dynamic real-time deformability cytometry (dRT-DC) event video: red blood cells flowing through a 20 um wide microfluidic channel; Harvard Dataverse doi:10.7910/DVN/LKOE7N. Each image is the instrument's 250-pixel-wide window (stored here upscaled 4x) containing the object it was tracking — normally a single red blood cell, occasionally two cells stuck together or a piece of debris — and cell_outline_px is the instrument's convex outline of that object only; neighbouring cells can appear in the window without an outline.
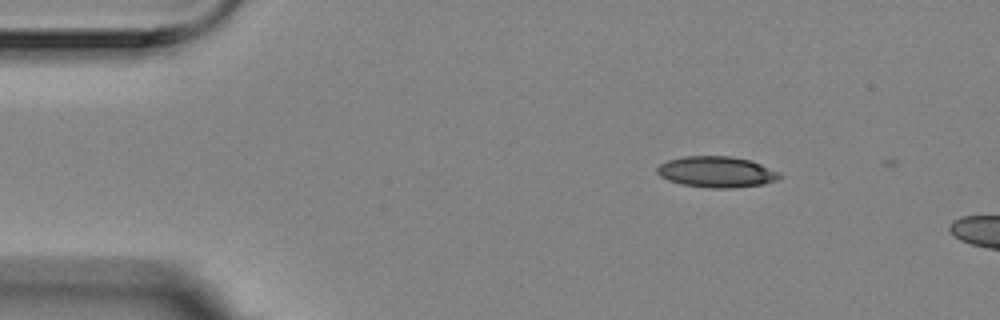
{"species": "Egyptian fruit bat (a non-hibernating species)", "species_latin": "Rousettus aegyptiacus", "temperature_condition": "room temperature", "stored_images_in_passage": 6, "camera_frame_rate_fps": 3000, "um_per_image_px": 0.085, "animal": {"sex": "female"}, "frame": {"image": 1, "passage_image": 1, "time_ms": 0.0, "image_size_px": [1000, 320], "cell_outline_px": [[780, 176], [776, 180], [764, 184], [732, 188], [708, 188], [680, 184], [668, 180], [660, 176], [656, 172], [656, 168], [660, 164], [668, 160], [684, 156], [732, 156], [752, 160], [780, 172]], "centroid_in_image_um": [60.9, 14.61], "position_along_channel_um": 24.1, "area_um2": 22.31}}